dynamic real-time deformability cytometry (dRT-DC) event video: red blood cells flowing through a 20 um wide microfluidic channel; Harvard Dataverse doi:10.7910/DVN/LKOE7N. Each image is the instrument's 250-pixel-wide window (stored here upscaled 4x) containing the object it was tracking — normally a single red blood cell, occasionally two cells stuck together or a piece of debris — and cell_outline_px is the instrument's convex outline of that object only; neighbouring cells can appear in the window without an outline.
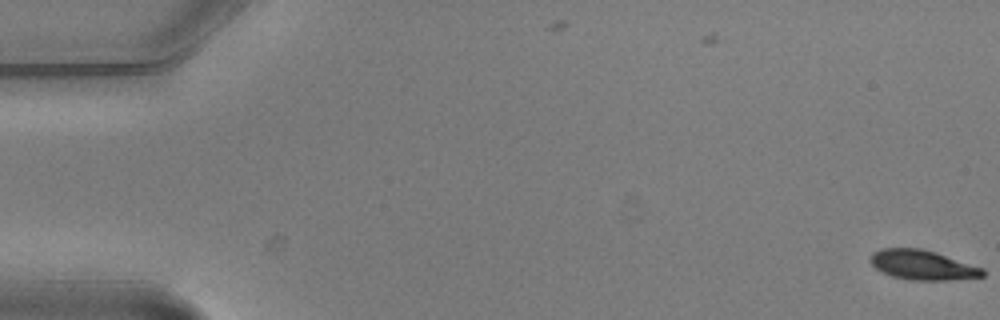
{"species": "common noctule bat (a hibernating species)", "species_latin": "Nyctalus noctula", "temperature_condition": "warm", "stored_images_in_passage": 5, "camera_frame_rate_fps": 3000, "um_per_image_px": 0.085, "animal": {"sex": "male", "body_mass_g": 20.5, "forearm_length_mm": 52.5}, "frame": {"image": 1, "passage_image": 1, "time_ms": 0.0, "image_size_px": [1000, 320], "cell_outline_px": [[984, 276], [948, 280], [912, 280], [892, 276], [880, 272], [868, 260], [872, 252], [880, 248], [920, 248], [936, 252], [984, 268]], "centroid_in_image_um": [78.38, 22.51], "position_along_channel_um": 6.6, "area_um2": 19.54}}
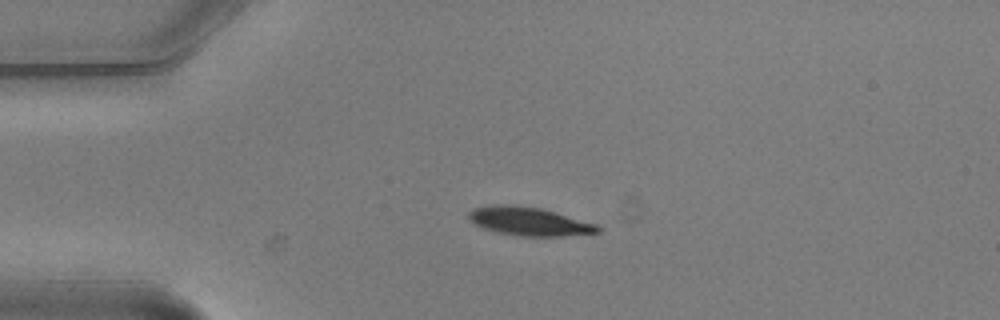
{"frame": {"image": 2, "passage_image": 3, "time_ms": 0.667, "image_size_px": [1000, 320], "cell_outline_px": [[600, 232], [564, 236], [520, 236], [496, 232], [484, 228], [468, 220], [468, 212], [476, 208], [492, 204], [508, 204], [540, 208], [600, 224]], "centroid_in_image_um": [45.0, 18.81], "position_along_channel_um": 40.0, "area_um2": 21.5}}
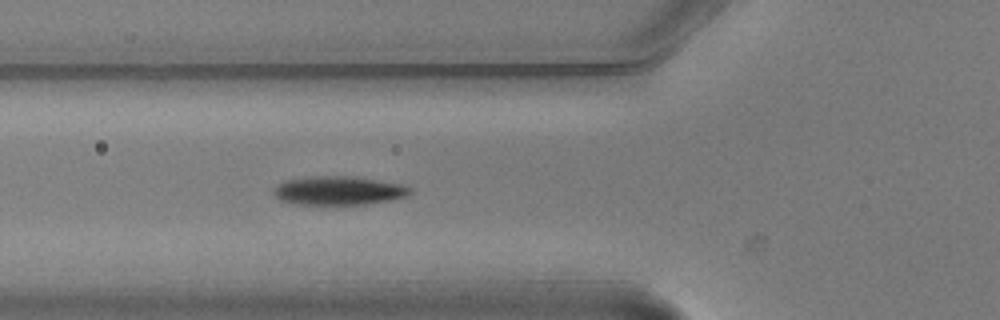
{"frame": {"image": 3, "passage_image": 5, "time_ms": 1.333, "image_size_px": [1000, 320], "cell_outline_px": [[412, 192], [408, 196], [392, 200], [368, 204], [292, 204], [280, 200], [272, 192], [272, 188], [284, 180], [312, 176], [348, 176], [376, 180], [400, 184], [412, 188]], "centroid_in_image_um": [28.76, 16.2], "position_along_channel_um": 97.0, "area_um2": 22.95}}